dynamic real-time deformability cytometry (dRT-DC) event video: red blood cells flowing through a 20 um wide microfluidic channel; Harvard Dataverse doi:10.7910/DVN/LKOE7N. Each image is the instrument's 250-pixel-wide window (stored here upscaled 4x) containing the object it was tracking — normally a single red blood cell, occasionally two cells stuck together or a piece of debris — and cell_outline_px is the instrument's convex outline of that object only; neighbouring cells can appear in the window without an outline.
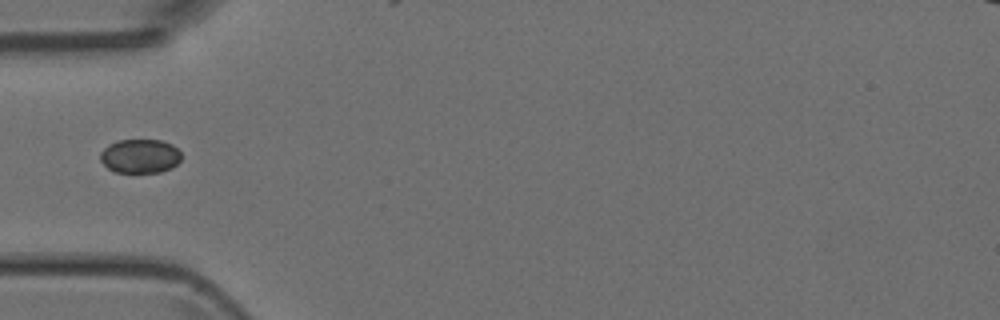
{"species": "Egyptian fruit bat (a non-hibernating species)", "species_latin": "Rousettus aegyptiacus", "temperature_condition": "room temperature", "stored_images_in_passage": 1, "camera_frame_rate_fps": 3000, "um_per_image_px": 0.085, "animal": {"sex": "female"}, "frame": {"image": 1, "passage_image": 1, "time_ms": 0.0, "image_size_px": [1000, 320], "cell_outline_px": [[180, 160], [172, 168], [160, 172], [116, 172], [108, 168], [100, 160], [100, 152], [108, 144], [116, 140], [160, 140], [172, 144], [180, 152]], "centroid_in_image_um": [11.88, 13.26], "position_along_channel_um": 73.1, "area_um2": 16.07}}